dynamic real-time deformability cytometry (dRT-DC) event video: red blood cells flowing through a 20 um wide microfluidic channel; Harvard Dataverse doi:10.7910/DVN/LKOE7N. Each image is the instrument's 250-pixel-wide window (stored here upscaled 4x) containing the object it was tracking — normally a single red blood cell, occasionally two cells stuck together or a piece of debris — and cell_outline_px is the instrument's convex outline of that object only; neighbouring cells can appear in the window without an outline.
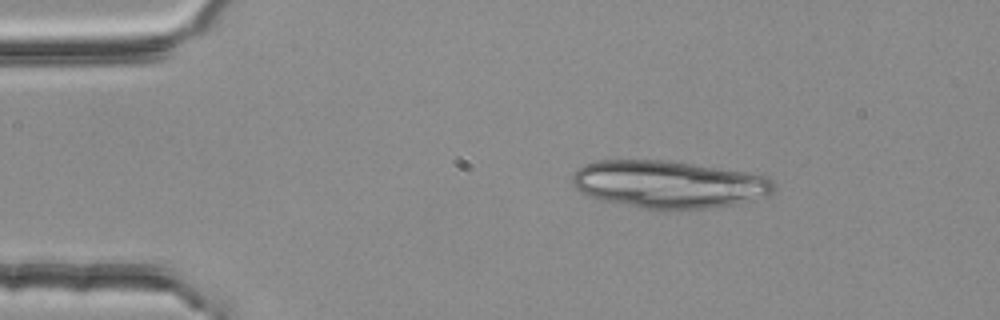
{"species": "common noctule bat (a hibernating species)", "species_latin": "Nyctalus noctula", "temperature_condition": "room temperature", "stored_images_in_passage": 3, "camera_frame_rate_fps": 3000, "um_per_image_px": 0.085, "animal": {"sex": "female", "body_mass_g": 25.1}, "frame": {"image": 1, "passage_image": 1, "time_ms": 0.0, "image_size_px": [1000, 320], "cell_outline_px": [[776, 188], [768, 196], [736, 204], [708, 208], [676, 212], [660, 212], [600, 200], [588, 196], [580, 192], [572, 184], [572, 172], [584, 164], [596, 160], [668, 160], [744, 172], [768, 176], [776, 184]], "centroid_in_image_um": [56.82, 15.7], "position_along_channel_um": 28.2, "area_um2": 57.05}}